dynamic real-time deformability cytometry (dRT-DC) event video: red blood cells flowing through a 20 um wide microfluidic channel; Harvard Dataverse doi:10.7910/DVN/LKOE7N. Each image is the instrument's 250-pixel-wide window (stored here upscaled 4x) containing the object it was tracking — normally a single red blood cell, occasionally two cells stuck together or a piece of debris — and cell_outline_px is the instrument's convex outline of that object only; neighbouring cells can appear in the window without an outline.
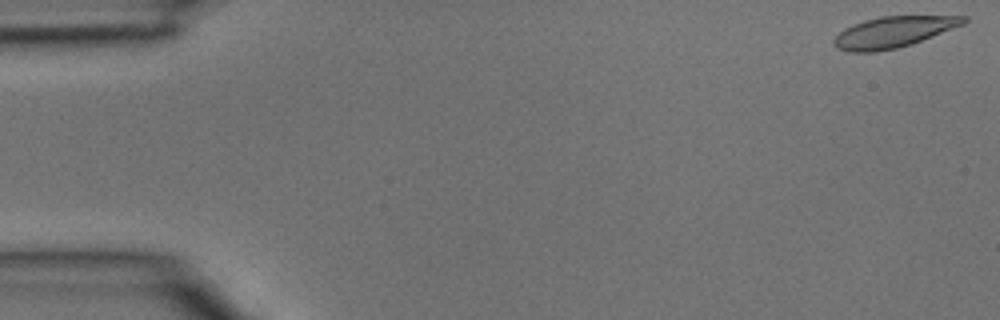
{"species": "common noctule bat (a hibernating species)", "species_latin": "Nyctalus noctula", "temperature_condition": "room temperature", "stored_images_in_passage": 3, "camera_frame_rate_fps": 3000, "um_per_image_px": 0.085, "animal": {"sex": "male", "body_mass_g": 15.6}, "frame": {"image": 1, "passage_image": 1, "time_ms": 0.0, "image_size_px": [1000, 320], "cell_outline_px": [[968, 20], [964, 24], [912, 44], [896, 48], [876, 52], [848, 52], [836, 48], [832, 44], [832, 40], [844, 28], [852, 24], [864, 20], [880, 16], [968, 16]], "centroid_in_image_um": [75.89, 2.73], "position_along_channel_um": 9.1, "area_um2": 23.52}}